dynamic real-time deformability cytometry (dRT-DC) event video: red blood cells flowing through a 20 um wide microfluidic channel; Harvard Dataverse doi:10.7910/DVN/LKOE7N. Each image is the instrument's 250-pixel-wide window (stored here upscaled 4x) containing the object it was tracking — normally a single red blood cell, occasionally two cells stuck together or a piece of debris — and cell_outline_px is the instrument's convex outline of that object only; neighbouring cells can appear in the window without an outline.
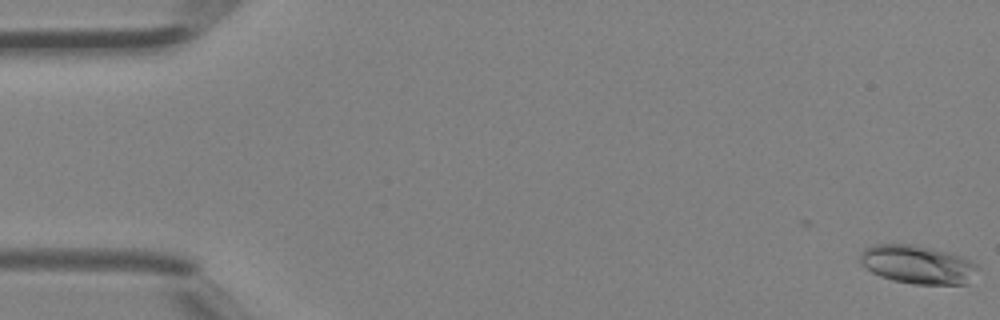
{"species": "Egyptian fruit bat (a non-hibernating species)", "species_latin": "Rousettus aegyptiacus", "temperature_condition": "room temperature", "stored_images_in_passage": 24, "camera_frame_rate_fps": 3000, "um_per_image_px": 0.085, "animal": {"sex": "female"}, "frame": {"image": 1, "passage_image": 1, "time_ms": 0.0, "image_size_px": [1000, 320], "cell_outline_px": [[980, 268], [968, 284], [912, 284], [892, 280], [880, 276], [872, 272], [860, 264], [860, 252], [864, 248], [876, 244], [908, 244], [932, 248], [960, 256], [972, 260]], "centroid_in_image_um": [78.0, 22.49], "position_along_channel_um": 7.0, "area_um2": 26.53}}
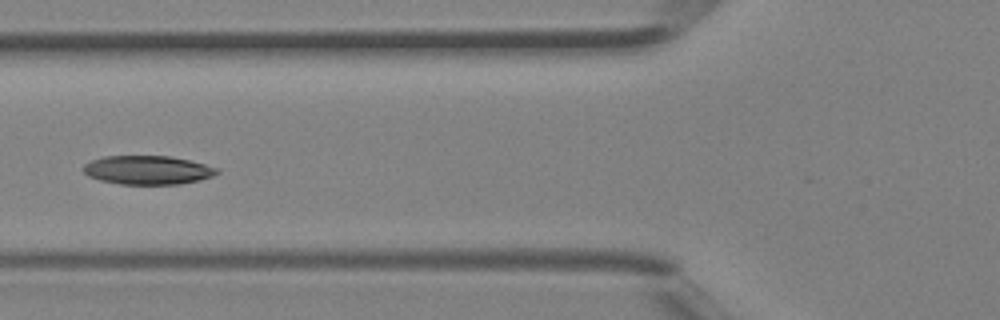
{"frame": {"image": 2, "passage_image": 17, "time_ms": 5.333, "image_size_px": [1000, 320], "cell_outline_px": [[220, 172], [212, 176], [200, 180], [180, 184], [120, 184], [100, 180], [88, 176], [84, 172], [84, 164], [92, 160], [104, 156], [172, 156], [220, 168]], "centroid_in_image_um": [12.58, 14.45], "position_along_channel_um": 113.2, "area_um2": 22.43}}
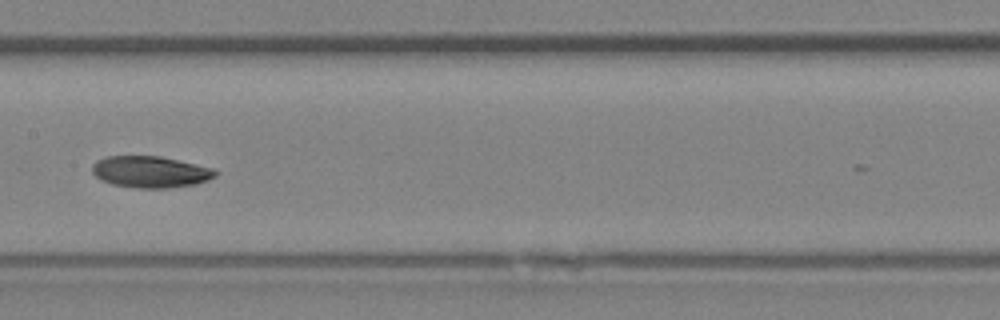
{"frame": {"image": 3, "passage_image": 22, "time_ms": 7.0, "image_size_px": [1000, 320], "cell_outline_px": [[220, 172], [216, 176], [208, 180], [196, 184], [168, 188], [136, 188], [112, 184], [100, 180], [92, 172], [92, 164], [96, 160], [108, 156], [160, 156], [216, 168]], "centroid_in_image_um": [12.82, 14.61], "position_along_channel_um": 194.6, "area_um2": 22.95}}